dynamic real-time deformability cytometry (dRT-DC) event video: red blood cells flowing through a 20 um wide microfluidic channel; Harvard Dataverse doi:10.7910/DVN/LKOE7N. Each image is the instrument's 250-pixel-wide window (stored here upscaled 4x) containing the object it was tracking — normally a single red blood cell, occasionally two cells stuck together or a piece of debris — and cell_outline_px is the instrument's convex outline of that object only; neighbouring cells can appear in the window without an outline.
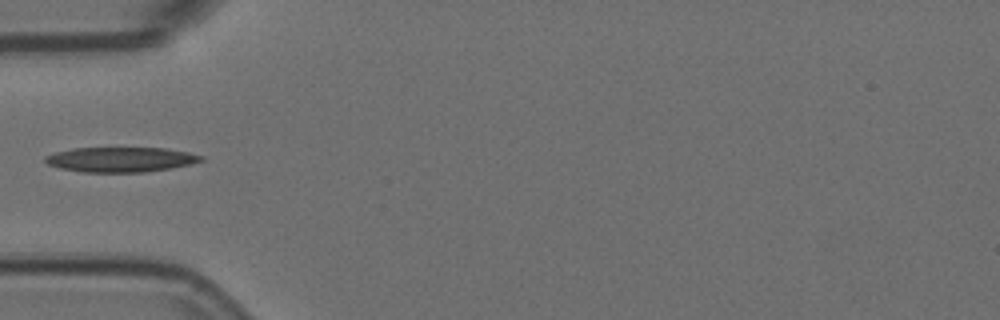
{"species": "Egyptian fruit bat (a non-hibernating species)", "species_latin": "Rousettus aegyptiacus", "temperature_condition": "room temperature", "stored_images_in_passage": 8, "camera_frame_rate_fps": 3000, "um_per_image_px": 0.085, "animal": {"sex": "female"}, "frame": {"image": 1, "passage_image": 4, "time_ms": 1.0, "image_size_px": [1000, 320], "cell_outline_px": [[204, 160], [172, 168], [144, 172], [80, 172], [60, 168], [48, 164], [44, 160], [44, 156], [56, 152], [72, 148], [164, 148], [188, 152], [204, 156]], "centroid_in_image_um": [10.24, 13.56], "position_along_channel_um": 74.8, "area_um2": 22.6}}
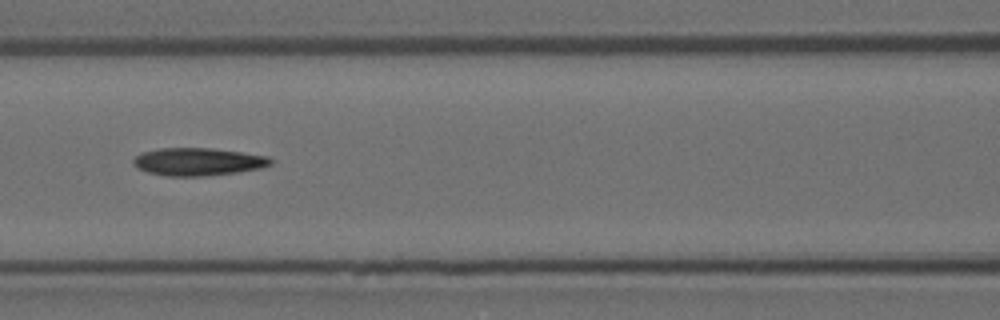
{"frame": {"image": 2, "passage_image": 6, "time_ms": 1.667, "image_size_px": [1000, 320], "cell_outline_px": [[276, 160], [272, 164], [260, 168], [236, 172], [204, 176], [168, 176], [148, 172], [136, 168], [132, 164], [132, 160], [140, 152], [160, 148], [212, 148], [268, 156]], "centroid_in_image_um": [16.82, 13.74], "position_along_channel_um": 149.8, "area_um2": 22.31}}
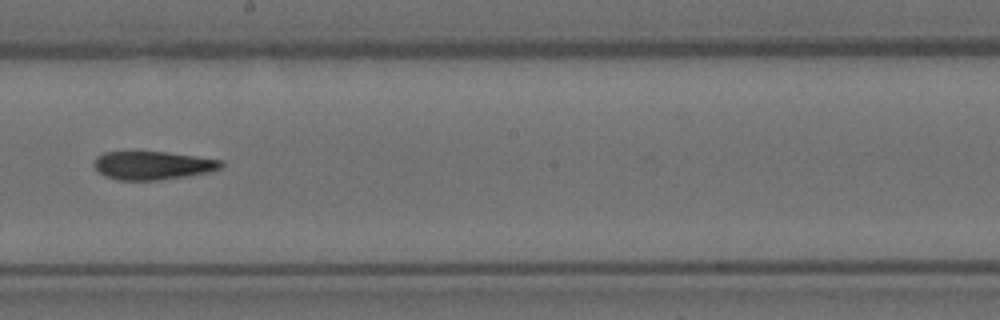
{"frame": {"image": 3, "passage_image": 8, "time_ms": 2.333, "image_size_px": [1000, 320], "cell_outline_px": [[224, 164], [220, 168], [212, 172], [188, 176], [160, 180], [116, 180], [104, 176], [92, 164], [96, 156], [104, 152], [164, 152], [196, 156], [220, 160]], "centroid_in_image_um": [12.97, 14.07], "position_along_channel_um": 235.2, "area_um2": 21.1}}